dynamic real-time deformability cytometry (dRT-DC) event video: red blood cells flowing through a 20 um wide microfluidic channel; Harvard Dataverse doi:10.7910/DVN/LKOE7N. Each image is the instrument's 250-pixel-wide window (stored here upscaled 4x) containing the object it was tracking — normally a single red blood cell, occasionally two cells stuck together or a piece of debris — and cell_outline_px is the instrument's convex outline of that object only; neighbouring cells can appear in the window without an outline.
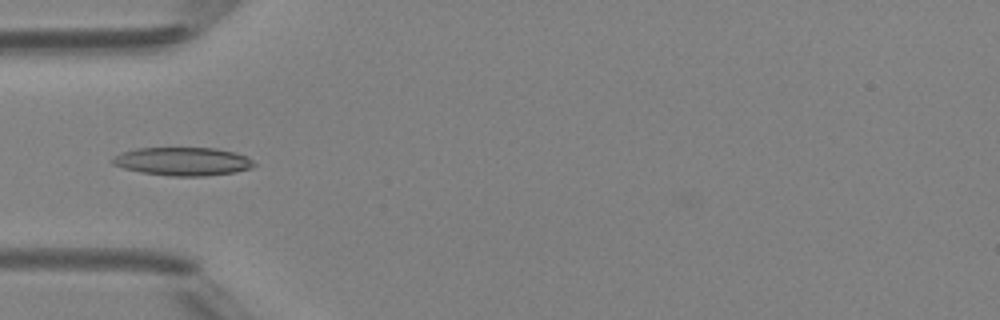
{"species": "Egyptian fruit bat (a non-hibernating species)", "species_latin": "Rousettus aegyptiacus", "temperature_condition": "room temperature", "stored_images_in_passage": 5, "camera_frame_rate_fps": 3000, "um_per_image_px": 0.085, "animal": {"sex": "female"}, "frame": {"image": 1, "passage_image": 5, "time_ms": 4.667, "image_size_px": [1000, 320], "cell_outline_px": [[256, 164], [252, 168], [236, 172], [204, 176], [168, 176], [140, 172], [124, 168], [112, 164], [112, 156], [136, 148], [216, 148], [236, 152], [248, 156]], "centroid_in_image_um": [15.57, 13.72], "position_along_channel_um": 69.4, "area_um2": 23.52}}